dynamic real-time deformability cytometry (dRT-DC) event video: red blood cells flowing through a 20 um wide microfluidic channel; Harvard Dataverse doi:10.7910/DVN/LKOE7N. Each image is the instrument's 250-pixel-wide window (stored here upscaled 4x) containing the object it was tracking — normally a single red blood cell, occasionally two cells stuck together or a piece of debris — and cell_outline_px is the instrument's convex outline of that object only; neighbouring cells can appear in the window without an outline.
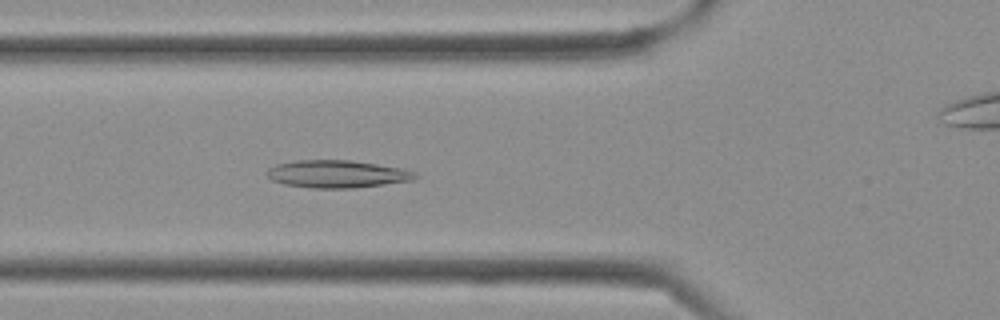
{"species": "Egyptian fruit bat (a non-hibernating species)", "species_latin": "Rousettus aegyptiacus", "temperature_condition": "cold", "stored_images_in_passage": 28, "segment_of_instrument_passage": [1, 2], "camera_frame_rate_fps": 3000, "um_per_image_px": 0.085, "frame": {"image": 1, "passage_image": 11, "time_ms": 3.333, "image_size_px": [1000, 320], "cell_outline_px": [[420, 176], [412, 180], [356, 188], [312, 188], [284, 184], [272, 180], [268, 176], [268, 168], [276, 164], [296, 160], [348, 160], [404, 168], [416, 172]], "centroid_in_image_um": [28.68, 14.79], "position_along_channel_um": 97.1, "area_um2": 23.81}}
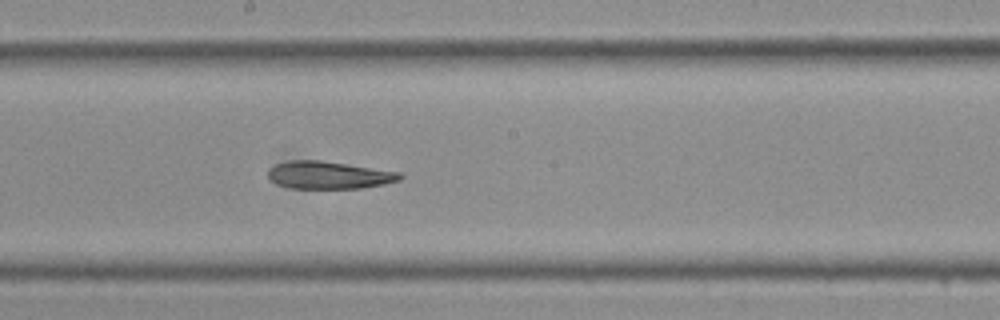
{"frame": {"image": 2, "passage_image": 18, "time_ms": 5.667, "image_size_px": [1000, 320], "cell_outline_px": [[404, 176], [400, 180], [384, 184], [360, 188], [288, 188], [276, 184], [268, 176], [268, 168], [276, 164], [292, 160], [320, 160], [400, 172]], "centroid_in_image_um": [27.94, 14.88], "position_along_channel_um": 220.3, "area_um2": 21.1}}
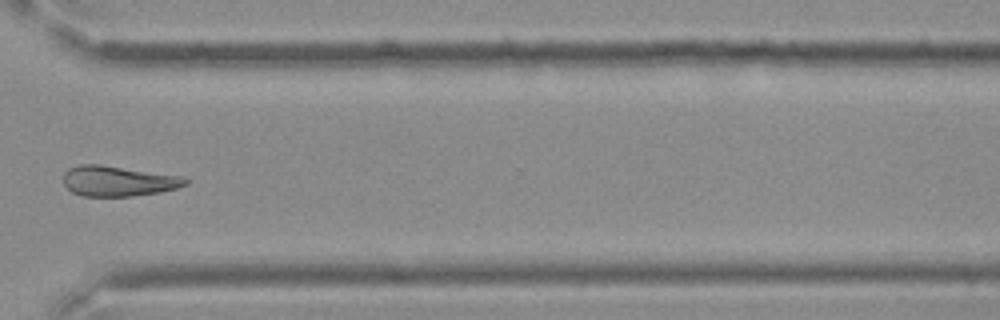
{"frame": {"image": 3, "passage_image": 26, "time_ms": 8.333, "image_size_px": [1000, 320], "cell_outline_px": [[188, 184], [176, 188], [160, 192], [132, 196], [80, 196], [72, 192], [64, 184], [64, 172], [68, 168], [80, 164], [100, 164], [184, 176], [188, 180]], "centroid_in_image_um": [10.05, 15.38], "position_along_channel_um": 360.6, "area_um2": 21.73}}